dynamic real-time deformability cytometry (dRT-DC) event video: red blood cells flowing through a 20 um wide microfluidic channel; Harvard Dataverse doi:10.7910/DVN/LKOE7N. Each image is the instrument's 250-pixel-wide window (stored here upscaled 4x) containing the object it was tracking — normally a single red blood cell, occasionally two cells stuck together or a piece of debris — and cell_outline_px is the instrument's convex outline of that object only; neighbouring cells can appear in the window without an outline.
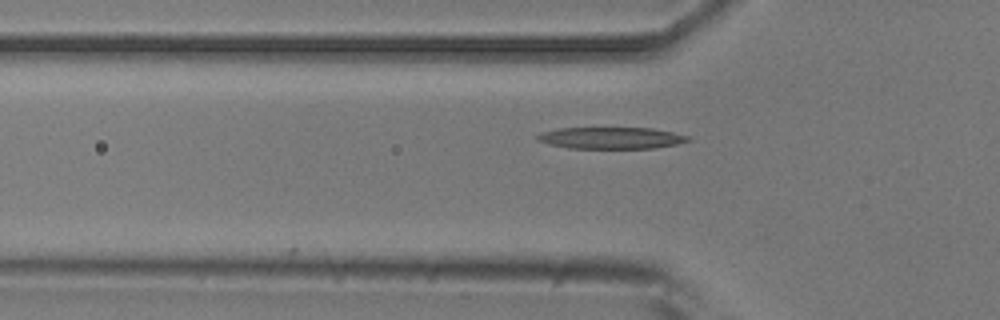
{"species": "common noctule bat (a hibernating species)", "species_latin": "Nyctalus noctula", "temperature_condition": "room temperature", "stored_images_in_passage": 5, "camera_frame_rate_fps": 3000, "um_per_image_px": 0.085, "animal": {"sex": "male", "body_mass_g": 20.5, "forearm_length_mm": 52.5}, "frame": {"image": 1, "passage_image": 5, "time_ms": 4.667, "image_size_px": [1000, 320], "cell_outline_px": [[692, 140], [676, 144], [652, 148], [568, 148], [548, 144], [536, 140], [536, 136], [540, 132], [556, 128], [652, 128], [672, 132], [688, 136]], "centroid_in_image_um": [51.89, 11.72], "position_along_channel_um": 73.9, "area_um2": 19.02}}